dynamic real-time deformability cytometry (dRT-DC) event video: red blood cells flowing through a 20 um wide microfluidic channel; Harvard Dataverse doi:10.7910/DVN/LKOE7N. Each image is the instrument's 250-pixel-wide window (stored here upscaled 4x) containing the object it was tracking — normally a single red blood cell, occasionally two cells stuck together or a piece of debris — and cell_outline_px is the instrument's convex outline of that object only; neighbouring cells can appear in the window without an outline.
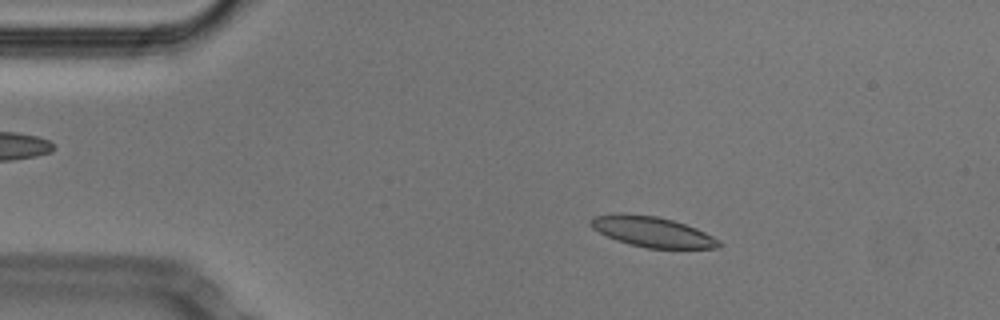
{"species": "Egyptian fruit bat (a non-hibernating species)", "species_latin": "Rousettus aegyptiacus", "temperature_condition": "cold", "stored_images_in_passage": 52, "camera_frame_rate_fps": 3000, "um_per_image_px": 0.085, "animal": {"sex": "male"}, "frame": {"image": 1, "passage_image": 9, "time_ms": 2.667, "image_size_px": [1000, 320], "cell_outline_px": [[720, 248], [648, 248], [628, 244], [616, 240], [592, 228], [588, 224], [588, 220], [592, 216], [656, 216], [672, 220], [696, 228], [720, 240]], "centroid_in_image_um": [55.48, 19.74], "position_along_channel_um": 29.5, "area_um2": 21.85}}
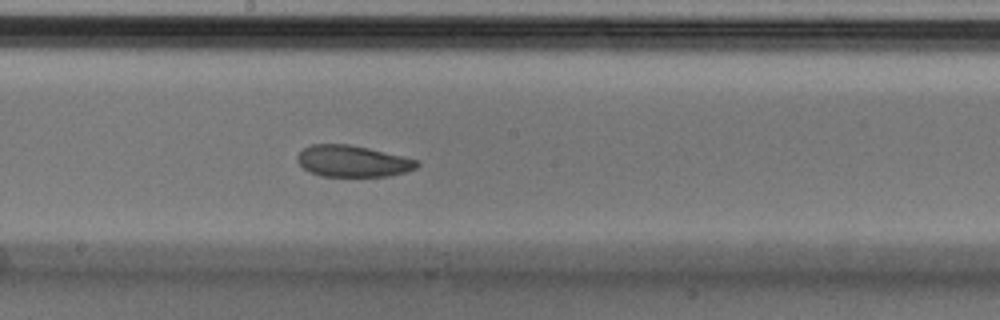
{"frame": {"image": 2, "passage_image": 28, "time_ms": 9.0, "image_size_px": [1000, 320], "cell_outline_px": [[420, 164], [416, 168], [404, 172], [388, 176], [320, 176], [304, 168], [296, 160], [296, 156], [304, 148], [312, 144], [348, 144], [368, 148], [420, 160]], "centroid_in_image_um": [29.99, 13.69], "position_along_channel_um": 218.2, "area_um2": 21.85}}
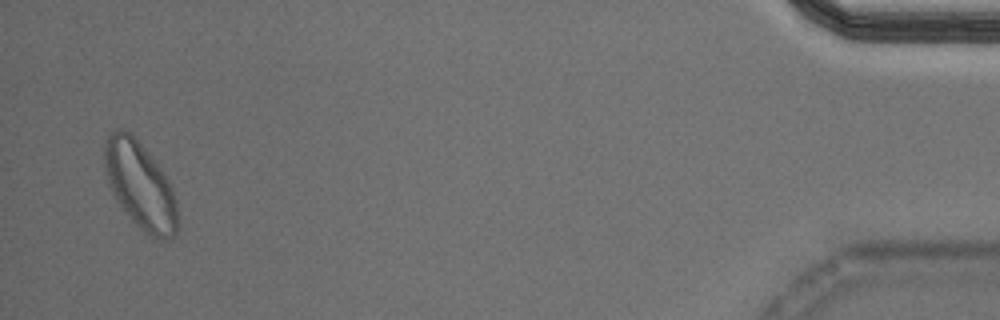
{"frame": {"image": 3, "passage_image": 51, "time_ms": 16.667, "image_size_px": [1000, 320], "cell_outline_px": [[176, 236], [164, 240], [152, 236], [140, 228], [132, 220], [120, 204], [112, 192], [108, 184], [104, 168], [104, 140], [116, 128], [124, 128], [140, 144], [160, 168], [168, 180], [176, 200]], "centroid_in_image_um": [11.88, 15.74], "position_along_channel_um": 423.3, "area_um2": 36.36}, "authors_computed_cell_mechanics": {"area_um2": 23.1778, "velocity_mm_per_s": 3.7619, "shape_relaxation_time_tau1_ms": 10.319, "shape_relaxation_time_tau2_ms": 2.9957, "deformation_change_tau1": 0.1854, "deformation_change_tau2": 0.0864}}